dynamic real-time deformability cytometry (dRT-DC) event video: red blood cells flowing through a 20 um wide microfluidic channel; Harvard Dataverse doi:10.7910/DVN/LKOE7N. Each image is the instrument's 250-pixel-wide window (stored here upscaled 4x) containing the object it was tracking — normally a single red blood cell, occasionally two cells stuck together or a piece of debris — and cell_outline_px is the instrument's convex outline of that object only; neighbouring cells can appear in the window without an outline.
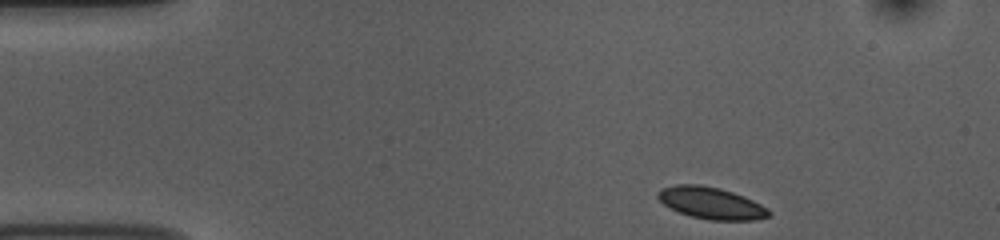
{"species": "common noctule bat (a hibernating species)", "species_latin": "Nyctalus noctula", "temperature_condition": "room temperature", "stored_images_in_passage": 46, "camera_frame_rate_fps": 3000, "um_per_image_px": 0.085, "animal": {"sex": "female", "body_mass_g": 10.0, "forearm_length_mm": 53.1}, "frame": {"image": 1, "passage_image": 1, "time_ms": 0.0, "image_size_px": [1000, 240], "cell_outline_px": [[772, 212], [768, 216], [756, 220], [708, 220], [692, 216], [680, 212], [664, 204], [656, 196], [656, 192], [660, 188], [676, 184], [700, 184], [720, 188], [744, 196], [768, 208]], "centroid_in_image_um": [60.44, 17.25], "position_along_channel_um": 24.6, "area_um2": 20.58}}
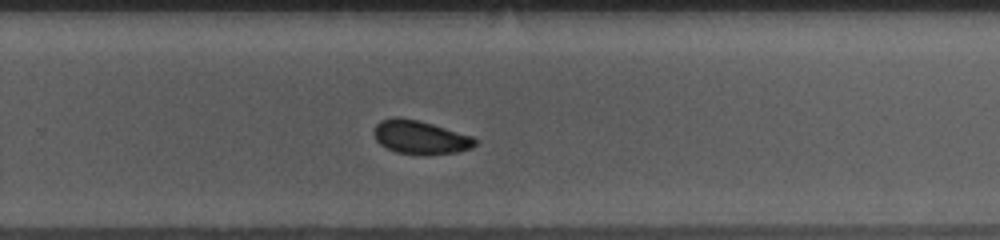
{"frame": {"image": 2, "passage_image": 28, "time_ms": 9.0, "image_size_px": [1000, 240], "cell_outline_px": [[476, 144], [472, 148], [456, 152], [424, 156], [396, 152], [380, 144], [376, 140], [372, 132], [376, 124], [380, 120], [416, 120], [432, 124], [472, 136], [476, 140]], "centroid_in_image_um": [35.74, 11.72], "position_along_channel_um": 294.1, "area_um2": 19.36}}
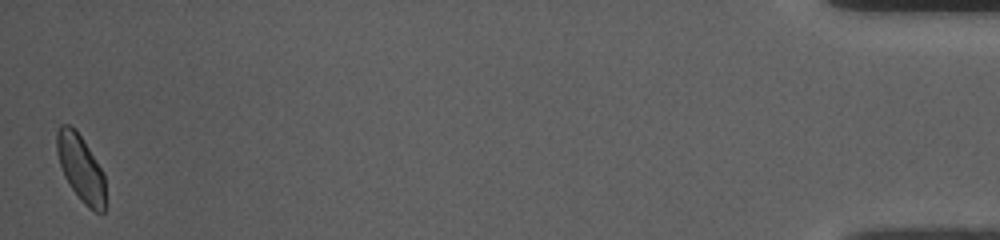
{"frame": {"image": 3, "passage_image": 46, "time_ms": 15.0, "image_size_px": [1000, 240], "cell_outline_px": [[104, 212], [96, 212], [88, 208], [80, 200], [64, 176], [56, 152], [56, 132], [60, 124], [68, 124], [76, 128], [104, 172]], "centroid_in_image_um": [6.84, 14.25], "position_along_channel_um": 428.4, "area_um2": 18.9}, "authors_computed_cell_mechanics": {"area_um2": 20.0855, "velocity_mm_per_s": 3.7493, "shape_relaxation_time_tau1_ms": 4.7623, "shape_relaxation_time_tau2_ms": 5.6357, "deformation_change_tau1": 0.0621, "deformation_change_tau2": 0.0464}}